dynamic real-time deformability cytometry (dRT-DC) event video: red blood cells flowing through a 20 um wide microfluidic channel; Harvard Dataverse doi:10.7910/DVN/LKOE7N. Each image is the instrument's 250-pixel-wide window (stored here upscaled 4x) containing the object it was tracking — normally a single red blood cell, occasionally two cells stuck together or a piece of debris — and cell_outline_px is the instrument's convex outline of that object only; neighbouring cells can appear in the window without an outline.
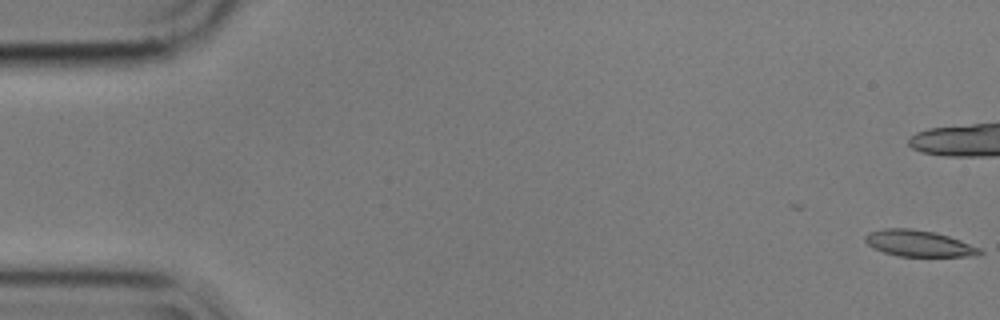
{"species": "common noctule bat (a hibernating species)", "species_latin": "Nyctalus noctula", "temperature_condition": "cold", "stored_images_in_passage": 2, "camera_frame_rate_fps": 3000, "um_per_image_px": 0.085, "animal": {"sex": "male", "body_mass_g": 17.9}, "frame": {"image": 1, "passage_image": 2, "time_ms": 0.333, "image_size_px": [1000, 320], "cell_outline_px": [[984, 252], [976, 256], [900, 256], [884, 252], [872, 248], [864, 240], [864, 236], [868, 232], [884, 228], [912, 228], [932, 232], [948, 236], [960, 240], [980, 248]], "centroid_in_image_um": [78.07, 20.69], "position_along_channel_um": 6.9, "area_um2": 17.51}}